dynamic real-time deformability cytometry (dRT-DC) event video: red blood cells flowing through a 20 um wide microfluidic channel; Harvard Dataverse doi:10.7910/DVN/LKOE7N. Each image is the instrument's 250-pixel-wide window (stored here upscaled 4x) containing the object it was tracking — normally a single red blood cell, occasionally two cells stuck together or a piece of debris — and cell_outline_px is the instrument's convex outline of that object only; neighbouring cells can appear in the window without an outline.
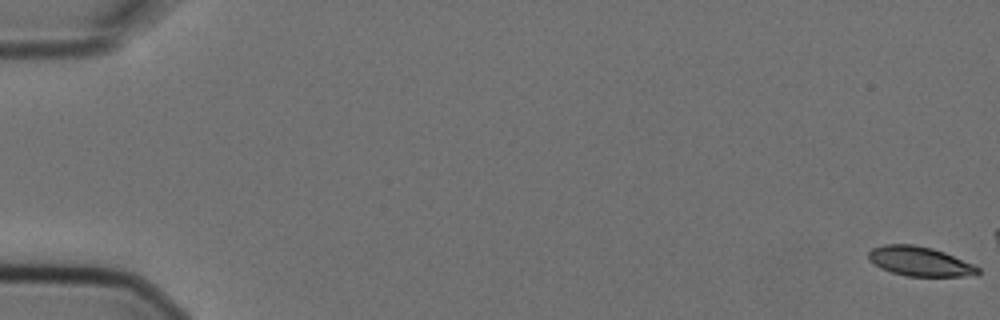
{"species": "Egyptian fruit bat (a non-hibernating species)", "species_latin": "Rousettus aegyptiacus", "temperature_condition": "cold", "stored_images_in_passage": 5, "camera_frame_rate_fps": 3000, "um_per_image_px": 0.085, "animal": {"sex": "female"}, "frame": {"image": 1, "passage_image": 1, "time_ms": 0.0, "image_size_px": [1000, 320], "cell_outline_px": [[980, 272], [976, 276], [908, 276], [892, 272], [880, 268], [868, 260], [868, 252], [872, 248], [884, 244], [912, 244], [932, 248], [944, 252], [972, 264], [980, 268]], "centroid_in_image_um": [78.17, 22.21], "position_along_channel_um": 6.8, "area_um2": 18.79}}